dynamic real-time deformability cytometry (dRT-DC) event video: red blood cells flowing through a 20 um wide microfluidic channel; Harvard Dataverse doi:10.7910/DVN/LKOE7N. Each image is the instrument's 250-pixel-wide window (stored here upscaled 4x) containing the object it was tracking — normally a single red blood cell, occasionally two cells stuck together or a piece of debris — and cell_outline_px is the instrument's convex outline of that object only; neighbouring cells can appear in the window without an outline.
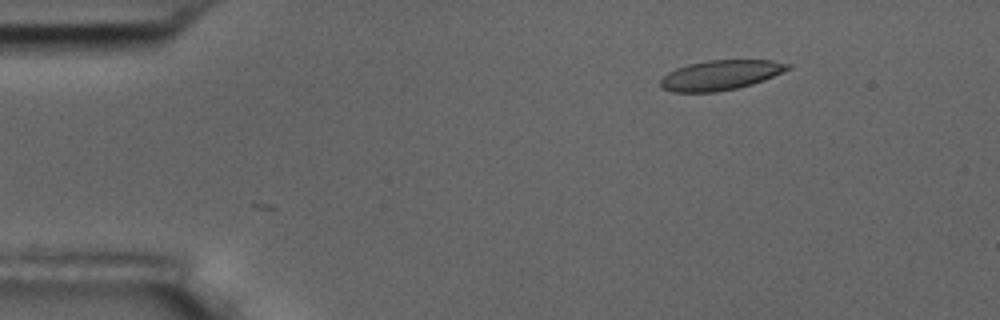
{"species": "common noctule bat (a hibernating species)", "species_latin": "Nyctalus noctula", "temperature_condition": "room temperature", "stored_images_in_passage": 3, "camera_frame_rate_fps": 3000, "um_per_image_px": 0.085, "animal": {"sex": "male", "body_mass_g": 17.5, "forearm_length_mm": 52.3}, "frame": {"image": 1, "passage_image": 3, "time_ms": 2.333, "image_size_px": [1000, 320], "cell_outline_px": [[792, 68], [764, 80], [752, 84], [736, 88], [716, 92], [672, 92], [660, 88], [660, 80], [668, 72], [676, 68], [688, 64], [708, 60], [772, 60], [792, 64]], "centroid_in_image_um": [61.24, 6.38], "position_along_channel_um": 23.8, "area_um2": 22.25}}